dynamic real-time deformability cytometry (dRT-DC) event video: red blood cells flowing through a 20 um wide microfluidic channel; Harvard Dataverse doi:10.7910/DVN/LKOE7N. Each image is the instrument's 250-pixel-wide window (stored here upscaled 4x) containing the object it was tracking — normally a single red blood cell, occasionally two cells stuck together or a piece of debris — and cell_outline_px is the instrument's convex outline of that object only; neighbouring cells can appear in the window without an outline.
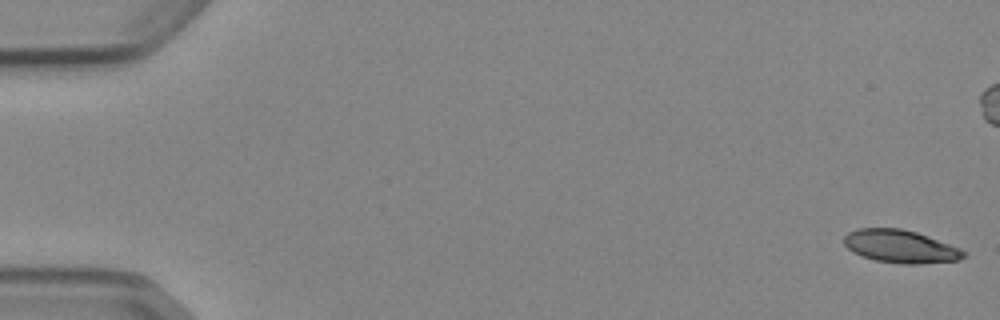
{"species": "Egyptian fruit bat (a non-hibernating species)", "species_latin": "Rousettus aegyptiacus", "temperature_condition": "cold", "stored_images_in_passage": 54, "camera_frame_rate_fps": 3000, "um_per_image_px": 0.085, "animal": {"sex": "female"}, "frame": {"image": 1, "passage_image": 1, "time_ms": 0.0, "image_size_px": [1000, 320], "cell_outline_px": [[968, 256], [960, 260], [920, 264], [904, 264], [876, 260], [852, 252], [844, 244], [844, 236], [848, 232], [856, 228], [900, 228], [916, 232], [928, 236], [960, 248], [968, 252]], "centroid_in_image_um": [76.58, 20.95], "position_along_channel_um": 8.4, "area_um2": 23.06}}
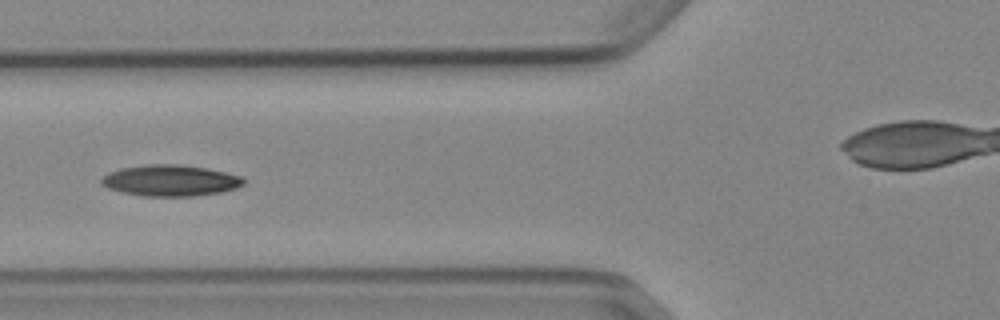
{"frame": {"image": 2, "passage_image": 21, "time_ms": 6.667, "image_size_px": [1000, 320], "cell_outline_px": [[244, 184], [236, 188], [220, 192], [192, 196], [144, 196], [124, 192], [108, 188], [100, 184], [100, 180], [108, 172], [120, 168], [144, 164], [180, 164], [208, 168], [244, 176]], "centroid_in_image_um": [14.49, 15.33], "position_along_channel_um": 111.3, "area_um2": 26.01}}
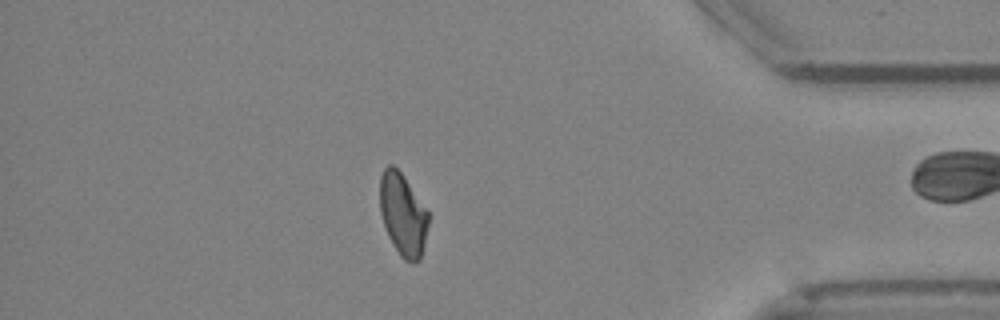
{"frame": {"image": 3, "passage_image": 46, "time_ms": 15.0, "image_size_px": [1000, 320], "cell_outline_px": [[428, 224], [424, 244], [420, 260], [404, 260], [400, 256], [388, 236], [380, 212], [380, 176], [384, 168], [388, 164], [392, 164], [404, 176], [428, 212]], "centroid_in_image_um": [34.22, 18.21], "position_along_channel_um": 401.0, "area_um2": 22.95}, "authors_computed_cell_mechanics": {"area_um2": 23.9581, "velocity_mm_per_s": 3.8763, "shape_relaxation_time_tau1_ms": 10.8617, "shape_relaxation_time_tau2_ms": 7.524, "deformation_change_tau1": 0.2047, "deformation_change_tau2": 0.146}}